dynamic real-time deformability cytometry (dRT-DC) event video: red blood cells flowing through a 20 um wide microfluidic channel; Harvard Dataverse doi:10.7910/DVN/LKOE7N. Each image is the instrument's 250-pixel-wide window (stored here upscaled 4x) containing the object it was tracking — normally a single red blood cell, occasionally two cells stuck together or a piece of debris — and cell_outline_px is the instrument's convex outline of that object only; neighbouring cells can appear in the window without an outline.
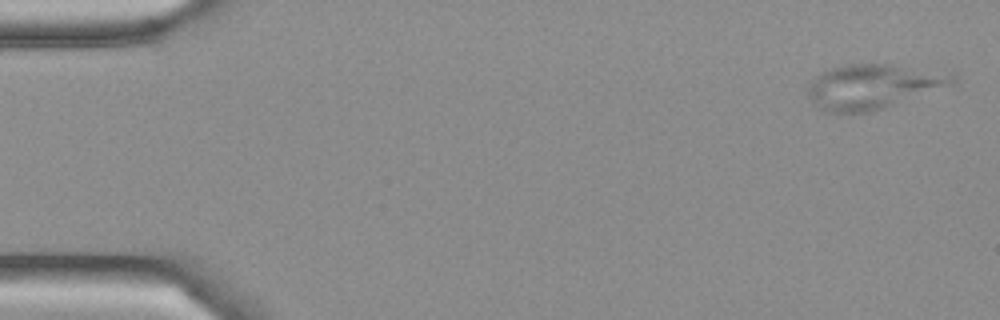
{"species": "Egyptian fruit bat (a non-hibernating species)", "species_latin": "Rousettus aegyptiacus", "temperature_condition": "cold", "stored_images_in_passage": 8, "camera_frame_rate_fps": 3000, "um_per_image_px": 0.085, "frame": {"image": 1, "passage_image": 1, "time_ms": 0.0, "image_size_px": [1000, 320], "cell_outline_px": [[956, 84], [872, 112], [824, 112], [808, 96], [808, 88], [812, 80], [816, 76], [828, 68], [848, 64], [888, 64], [956, 72]], "centroid_in_image_um": [74.29, 7.33], "position_along_channel_um": 10.7, "area_um2": 37.97}}
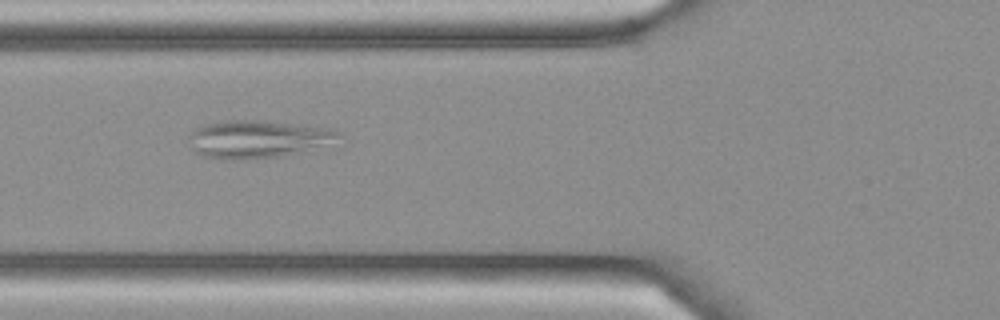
{"frame": {"image": 2, "passage_image": 6, "time_ms": 1.667, "image_size_px": [1000, 320], "cell_outline_px": [[344, 136], [340, 148], [280, 156], [236, 160], [224, 160], [204, 156], [196, 152], [192, 148], [188, 136], [196, 128], [204, 124], [224, 120], [256, 120], [336, 128]], "centroid_in_image_um": [22.19, 11.85], "position_along_channel_um": 103.6, "area_um2": 34.68}}